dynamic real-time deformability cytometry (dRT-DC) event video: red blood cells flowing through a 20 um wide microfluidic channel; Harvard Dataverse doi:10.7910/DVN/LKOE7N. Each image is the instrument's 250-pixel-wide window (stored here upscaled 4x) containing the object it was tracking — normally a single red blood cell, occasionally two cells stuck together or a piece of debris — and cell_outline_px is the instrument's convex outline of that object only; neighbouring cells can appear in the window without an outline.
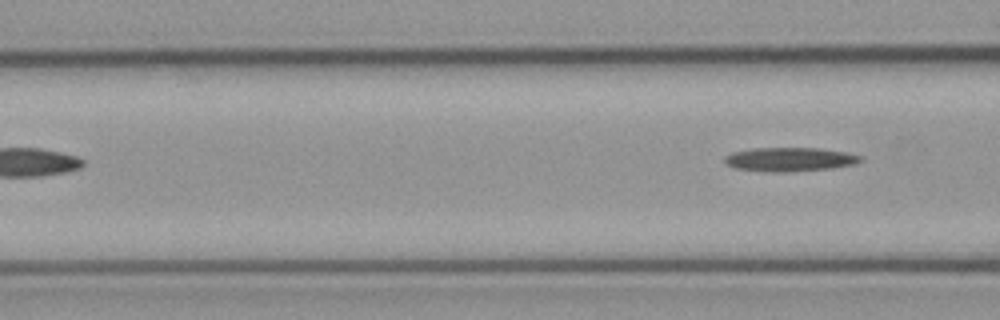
{"species": "common noctule bat (a hibernating species)", "species_latin": "Nyctalus noctula", "temperature_condition": "cold", "stored_images_in_passage": 5, "camera_frame_rate_fps": 3000, "um_per_image_px": 0.085, "animal": {"sex": "male", "body_mass_g": 23.1, "forearm_length_mm": 52.7}, "frame": {"image": 1, "passage_image": 5, "time_ms": 4.667, "image_size_px": [1000, 320], "cell_outline_px": [[864, 160], [856, 164], [832, 168], [784, 172], [764, 172], [736, 168], [728, 164], [724, 160], [724, 156], [732, 152], [752, 148], [820, 148], [844, 152], [864, 156]], "centroid_in_image_um": [67.16, 13.54], "position_along_channel_um": 99.4, "area_um2": 19.07}}